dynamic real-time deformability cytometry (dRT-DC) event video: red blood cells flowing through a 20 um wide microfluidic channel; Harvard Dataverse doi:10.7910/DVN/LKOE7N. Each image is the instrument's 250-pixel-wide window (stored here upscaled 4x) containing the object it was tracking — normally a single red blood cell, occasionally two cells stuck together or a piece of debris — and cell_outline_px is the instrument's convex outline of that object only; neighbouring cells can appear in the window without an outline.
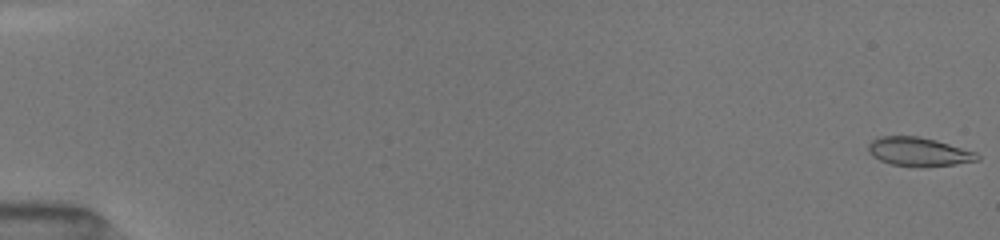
{"species": "common noctule bat (a hibernating species)", "species_latin": "Nyctalus noctula", "temperature_condition": "room temperature", "stored_images_in_passage": 69, "camera_frame_rate_fps": 3000, "um_per_image_px": 0.085, "animal": {"sex": "female", "body_mass_g": 19.5, "forearm_length_mm": 54.1}, "frame": {"image": 1, "passage_image": 1, "time_ms": 0.0, "image_size_px": [1000, 240], "cell_outline_px": [[980, 160], [956, 164], [892, 164], [880, 160], [872, 156], [868, 152], [868, 144], [872, 140], [880, 136], [916, 136], [936, 140], [976, 152], [980, 156]], "centroid_in_image_um": [78.07, 12.85], "position_along_channel_um": 6.9, "area_um2": 17.51}}
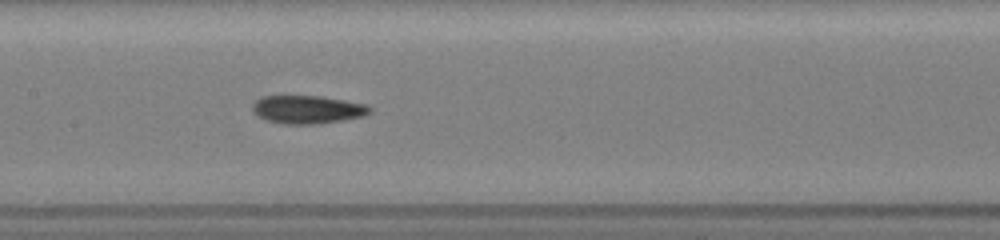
{"frame": {"image": 2, "passage_image": 40, "time_ms": 8.667, "image_size_px": [1000, 240], "cell_outline_px": [[372, 112], [364, 116], [344, 120], [320, 124], [284, 124], [268, 120], [256, 116], [252, 112], [252, 104], [260, 96], [320, 96], [368, 104], [372, 108]], "centroid_in_image_um": [26.15, 9.31], "position_along_channel_um": 181.3, "area_um2": 19.54}}
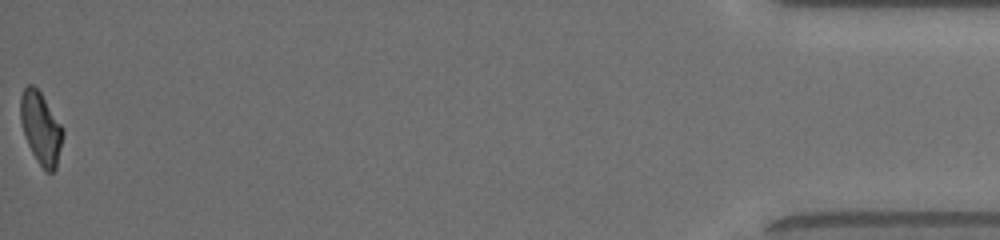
{"frame": {"image": 3, "passage_image": 69, "time_ms": 17.0, "image_size_px": [1000, 240], "cell_outline_px": [[64, 132], [56, 168], [52, 172], [48, 172], [36, 160], [24, 136], [20, 120], [20, 96], [24, 88], [28, 84], [32, 84], [40, 92], [64, 128]], "centroid_in_image_um": [3.46, 10.87], "position_along_channel_um": 431.7, "area_um2": 17.74}, "authors_computed_cell_mechanics": {"area_um2": 18.3804, "velocity_mm_per_s": 4.0708, "shape_relaxation_time_tau1_ms": null, "shape_relaxation_time_tau2_ms": 4.4946, "deformation_change_tau1": null, "deformation_change_tau2": 0.1152}}